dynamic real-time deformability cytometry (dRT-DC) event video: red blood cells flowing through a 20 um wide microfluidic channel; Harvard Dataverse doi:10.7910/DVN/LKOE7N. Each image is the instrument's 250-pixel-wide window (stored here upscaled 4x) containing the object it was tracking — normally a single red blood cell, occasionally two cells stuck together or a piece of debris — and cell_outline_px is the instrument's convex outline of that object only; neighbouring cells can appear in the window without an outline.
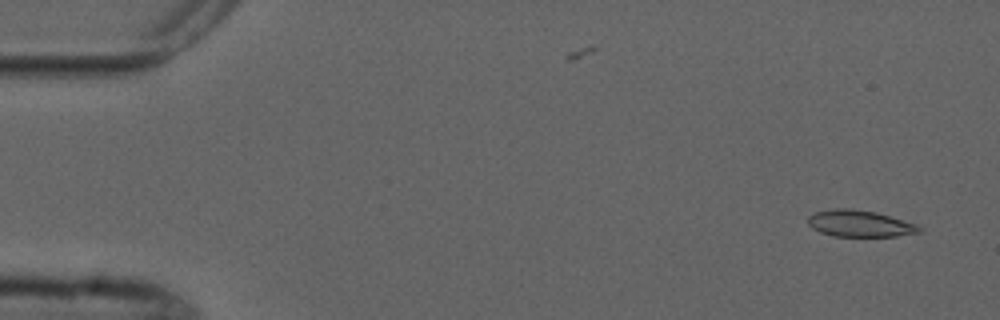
{"species": "common noctule bat (a hibernating species)", "species_latin": "Nyctalus noctula", "temperature_condition": "cold", "stored_images_in_passage": 8, "camera_frame_rate_fps": 3000, "um_per_image_px": 0.085, "animal": {"sex": "male", "forearm_length_mm": 52.5}, "frame": {"image": 1, "passage_image": 1, "time_ms": 0.0, "image_size_px": [1000, 320], "cell_outline_px": [[920, 232], [896, 236], [832, 236], [820, 232], [812, 228], [808, 224], [808, 216], [816, 212], [836, 208], [852, 208], [876, 212], [916, 224], [920, 228]], "centroid_in_image_um": [73.04, 19.0], "position_along_channel_um": 12.0, "area_um2": 17.11}}
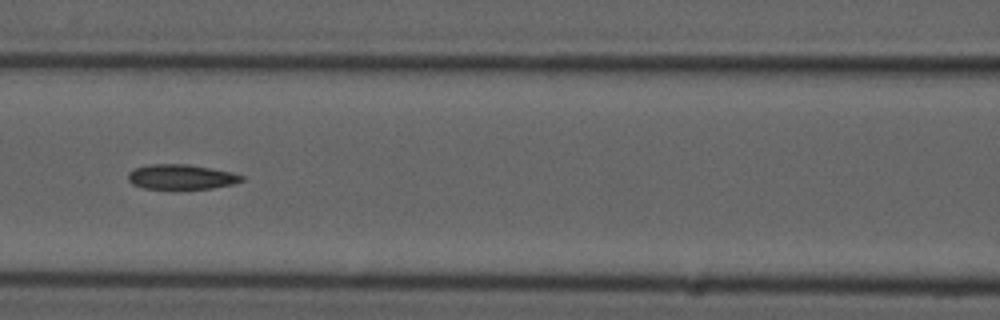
{"frame": {"image": 2, "passage_image": 6, "time_ms": 7.0, "image_size_px": [1000, 320], "cell_outline_px": [[244, 180], [232, 184], [212, 188], [144, 188], [132, 184], [128, 180], [128, 172], [136, 168], [152, 164], [188, 164], [232, 172], [244, 176]], "centroid_in_image_um": [15.41, 15.02], "position_along_channel_um": 151.2, "area_um2": 16.24}}
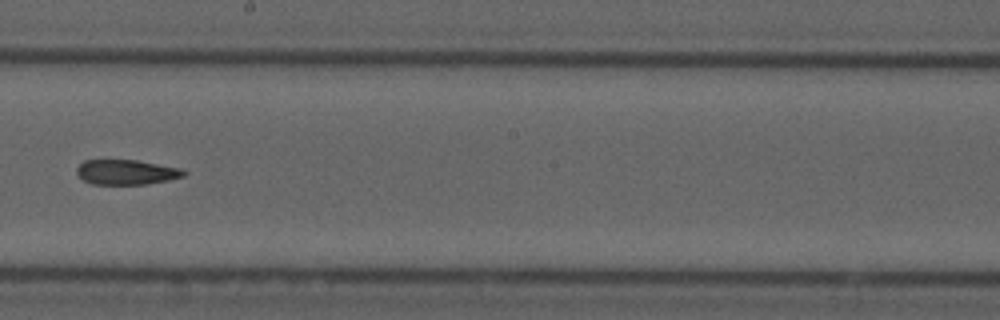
{"frame": {"image": 3, "passage_image": 8, "time_ms": 9.333, "image_size_px": [1000, 320], "cell_outline_px": [[188, 172], [184, 176], [168, 180], [144, 184], [92, 184], [84, 180], [76, 172], [76, 168], [84, 160], [136, 160], [180, 168]], "centroid_in_image_um": [10.74, 14.63], "position_along_channel_um": 237.5, "area_um2": 15.43}}